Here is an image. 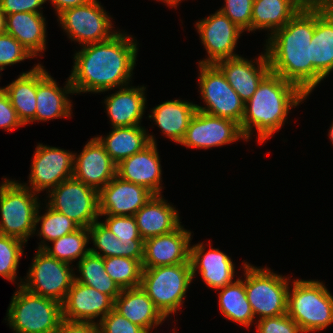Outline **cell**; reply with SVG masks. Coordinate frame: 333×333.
I'll return each instance as SVG.
<instances>
[{
    "label": "cell",
    "mask_w": 333,
    "mask_h": 333,
    "mask_svg": "<svg viewBox=\"0 0 333 333\" xmlns=\"http://www.w3.org/2000/svg\"><path fill=\"white\" fill-rule=\"evenodd\" d=\"M137 40L119 32L112 38L81 46L69 76L74 94L102 93L130 85L138 52Z\"/></svg>",
    "instance_id": "cell-1"
},
{
    "label": "cell",
    "mask_w": 333,
    "mask_h": 333,
    "mask_svg": "<svg viewBox=\"0 0 333 333\" xmlns=\"http://www.w3.org/2000/svg\"><path fill=\"white\" fill-rule=\"evenodd\" d=\"M314 34V5L300 9L285 24L267 36L265 52L271 72L311 93V40Z\"/></svg>",
    "instance_id": "cell-2"
},
{
    "label": "cell",
    "mask_w": 333,
    "mask_h": 333,
    "mask_svg": "<svg viewBox=\"0 0 333 333\" xmlns=\"http://www.w3.org/2000/svg\"><path fill=\"white\" fill-rule=\"evenodd\" d=\"M307 97L297 85L270 71L244 105L240 128L246 142L251 139L254 127L259 144L271 138L285 124L290 110Z\"/></svg>",
    "instance_id": "cell-3"
},
{
    "label": "cell",
    "mask_w": 333,
    "mask_h": 333,
    "mask_svg": "<svg viewBox=\"0 0 333 333\" xmlns=\"http://www.w3.org/2000/svg\"><path fill=\"white\" fill-rule=\"evenodd\" d=\"M290 283L287 314L303 333L321 331L333 324V295L323 282L297 278Z\"/></svg>",
    "instance_id": "cell-4"
},
{
    "label": "cell",
    "mask_w": 333,
    "mask_h": 333,
    "mask_svg": "<svg viewBox=\"0 0 333 333\" xmlns=\"http://www.w3.org/2000/svg\"><path fill=\"white\" fill-rule=\"evenodd\" d=\"M5 320L14 333H56L63 320L62 304L18 285Z\"/></svg>",
    "instance_id": "cell-5"
},
{
    "label": "cell",
    "mask_w": 333,
    "mask_h": 333,
    "mask_svg": "<svg viewBox=\"0 0 333 333\" xmlns=\"http://www.w3.org/2000/svg\"><path fill=\"white\" fill-rule=\"evenodd\" d=\"M3 179L0 184V234L27 243L37 230L35 219L41 203L39 194L19 181Z\"/></svg>",
    "instance_id": "cell-6"
},
{
    "label": "cell",
    "mask_w": 333,
    "mask_h": 333,
    "mask_svg": "<svg viewBox=\"0 0 333 333\" xmlns=\"http://www.w3.org/2000/svg\"><path fill=\"white\" fill-rule=\"evenodd\" d=\"M192 280L189 261L171 266L143 268L140 287L167 318L183 306Z\"/></svg>",
    "instance_id": "cell-7"
},
{
    "label": "cell",
    "mask_w": 333,
    "mask_h": 333,
    "mask_svg": "<svg viewBox=\"0 0 333 333\" xmlns=\"http://www.w3.org/2000/svg\"><path fill=\"white\" fill-rule=\"evenodd\" d=\"M289 282L288 277L270 268L245 265V291L256 319L287 313Z\"/></svg>",
    "instance_id": "cell-8"
},
{
    "label": "cell",
    "mask_w": 333,
    "mask_h": 333,
    "mask_svg": "<svg viewBox=\"0 0 333 333\" xmlns=\"http://www.w3.org/2000/svg\"><path fill=\"white\" fill-rule=\"evenodd\" d=\"M198 64L199 94L206 105L196 104V110L232 120L240 125L244 115L245 103L229 85L224 74L215 64Z\"/></svg>",
    "instance_id": "cell-9"
},
{
    "label": "cell",
    "mask_w": 333,
    "mask_h": 333,
    "mask_svg": "<svg viewBox=\"0 0 333 333\" xmlns=\"http://www.w3.org/2000/svg\"><path fill=\"white\" fill-rule=\"evenodd\" d=\"M32 261L25 281L20 278L21 281L17 285L62 304L75 279L73 265L61 262L38 248Z\"/></svg>",
    "instance_id": "cell-10"
},
{
    "label": "cell",
    "mask_w": 333,
    "mask_h": 333,
    "mask_svg": "<svg viewBox=\"0 0 333 333\" xmlns=\"http://www.w3.org/2000/svg\"><path fill=\"white\" fill-rule=\"evenodd\" d=\"M108 14L100 2L90 0L85 5L64 10L57 21L71 41L84 46L106 41L119 32L113 29V18Z\"/></svg>",
    "instance_id": "cell-11"
},
{
    "label": "cell",
    "mask_w": 333,
    "mask_h": 333,
    "mask_svg": "<svg viewBox=\"0 0 333 333\" xmlns=\"http://www.w3.org/2000/svg\"><path fill=\"white\" fill-rule=\"evenodd\" d=\"M46 202L79 227L89 228L99 218L98 191L71 177L48 192ZM99 217V218H98Z\"/></svg>",
    "instance_id": "cell-12"
},
{
    "label": "cell",
    "mask_w": 333,
    "mask_h": 333,
    "mask_svg": "<svg viewBox=\"0 0 333 333\" xmlns=\"http://www.w3.org/2000/svg\"><path fill=\"white\" fill-rule=\"evenodd\" d=\"M30 168L29 183L21 184L37 194L45 189L48 193L62 181L73 177L74 153L38 143Z\"/></svg>",
    "instance_id": "cell-13"
},
{
    "label": "cell",
    "mask_w": 333,
    "mask_h": 333,
    "mask_svg": "<svg viewBox=\"0 0 333 333\" xmlns=\"http://www.w3.org/2000/svg\"><path fill=\"white\" fill-rule=\"evenodd\" d=\"M311 92L333 72V0L314 4V34L311 40Z\"/></svg>",
    "instance_id": "cell-14"
},
{
    "label": "cell",
    "mask_w": 333,
    "mask_h": 333,
    "mask_svg": "<svg viewBox=\"0 0 333 333\" xmlns=\"http://www.w3.org/2000/svg\"><path fill=\"white\" fill-rule=\"evenodd\" d=\"M240 139L246 141L238 123L196 110L180 144L188 149H209L228 145Z\"/></svg>",
    "instance_id": "cell-15"
},
{
    "label": "cell",
    "mask_w": 333,
    "mask_h": 333,
    "mask_svg": "<svg viewBox=\"0 0 333 333\" xmlns=\"http://www.w3.org/2000/svg\"><path fill=\"white\" fill-rule=\"evenodd\" d=\"M196 28L208 56L200 60V64H215L219 60L239 56L234 50L244 31L219 10L196 22Z\"/></svg>",
    "instance_id": "cell-16"
},
{
    "label": "cell",
    "mask_w": 333,
    "mask_h": 333,
    "mask_svg": "<svg viewBox=\"0 0 333 333\" xmlns=\"http://www.w3.org/2000/svg\"><path fill=\"white\" fill-rule=\"evenodd\" d=\"M113 308L114 300L109 295L74 279L62 303V316L67 321L98 324Z\"/></svg>",
    "instance_id": "cell-17"
},
{
    "label": "cell",
    "mask_w": 333,
    "mask_h": 333,
    "mask_svg": "<svg viewBox=\"0 0 333 333\" xmlns=\"http://www.w3.org/2000/svg\"><path fill=\"white\" fill-rule=\"evenodd\" d=\"M154 194L117 175L98 192L99 215L134 216Z\"/></svg>",
    "instance_id": "cell-18"
},
{
    "label": "cell",
    "mask_w": 333,
    "mask_h": 333,
    "mask_svg": "<svg viewBox=\"0 0 333 333\" xmlns=\"http://www.w3.org/2000/svg\"><path fill=\"white\" fill-rule=\"evenodd\" d=\"M191 237V231L180 225L170 233L145 239L142 268L189 262Z\"/></svg>",
    "instance_id": "cell-19"
},
{
    "label": "cell",
    "mask_w": 333,
    "mask_h": 333,
    "mask_svg": "<svg viewBox=\"0 0 333 333\" xmlns=\"http://www.w3.org/2000/svg\"><path fill=\"white\" fill-rule=\"evenodd\" d=\"M116 167L96 137L85 144L81 153H74L73 177L98 192L116 176Z\"/></svg>",
    "instance_id": "cell-20"
},
{
    "label": "cell",
    "mask_w": 333,
    "mask_h": 333,
    "mask_svg": "<svg viewBox=\"0 0 333 333\" xmlns=\"http://www.w3.org/2000/svg\"><path fill=\"white\" fill-rule=\"evenodd\" d=\"M215 65L244 103L253 96L262 79L271 71L265 51L254 60L236 56L219 60Z\"/></svg>",
    "instance_id": "cell-21"
},
{
    "label": "cell",
    "mask_w": 333,
    "mask_h": 333,
    "mask_svg": "<svg viewBox=\"0 0 333 333\" xmlns=\"http://www.w3.org/2000/svg\"><path fill=\"white\" fill-rule=\"evenodd\" d=\"M58 86L44 66L38 63L35 121L71 118L73 109L69 94L73 95L74 91L69 77L63 88Z\"/></svg>",
    "instance_id": "cell-22"
},
{
    "label": "cell",
    "mask_w": 333,
    "mask_h": 333,
    "mask_svg": "<svg viewBox=\"0 0 333 333\" xmlns=\"http://www.w3.org/2000/svg\"><path fill=\"white\" fill-rule=\"evenodd\" d=\"M203 242L190 245L189 261L191 263L192 279L199 272L205 284L212 289L219 290L233 283L235 265L231 257L219 250L210 248L206 251Z\"/></svg>",
    "instance_id": "cell-23"
},
{
    "label": "cell",
    "mask_w": 333,
    "mask_h": 333,
    "mask_svg": "<svg viewBox=\"0 0 333 333\" xmlns=\"http://www.w3.org/2000/svg\"><path fill=\"white\" fill-rule=\"evenodd\" d=\"M157 144L150 143L142 151L124 159L116 167L121 179L146 187L154 195L162 193V168Z\"/></svg>",
    "instance_id": "cell-24"
},
{
    "label": "cell",
    "mask_w": 333,
    "mask_h": 333,
    "mask_svg": "<svg viewBox=\"0 0 333 333\" xmlns=\"http://www.w3.org/2000/svg\"><path fill=\"white\" fill-rule=\"evenodd\" d=\"M104 99L107 116L112 127H129L141 125L144 115L146 97L145 86H124Z\"/></svg>",
    "instance_id": "cell-25"
},
{
    "label": "cell",
    "mask_w": 333,
    "mask_h": 333,
    "mask_svg": "<svg viewBox=\"0 0 333 333\" xmlns=\"http://www.w3.org/2000/svg\"><path fill=\"white\" fill-rule=\"evenodd\" d=\"M134 218L143 240L170 233L182 223L180 222L178 210L172 204H169L162 194L153 195L134 214Z\"/></svg>",
    "instance_id": "cell-26"
},
{
    "label": "cell",
    "mask_w": 333,
    "mask_h": 333,
    "mask_svg": "<svg viewBox=\"0 0 333 333\" xmlns=\"http://www.w3.org/2000/svg\"><path fill=\"white\" fill-rule=\"evenodd\" d=\"M114 309L147 333L162 324L166 317L140 287L122 289L114 300Z\"/></svg>",
    "instance_id": "cell-27"
},
{
    "label": "cell",
    "mask_w": 333,
    "mask_h": 333,
    "mask_svg": "<svg viewBox=\"0 0 333 333\" xmlns=\"http://www.w3.org/2000/svg\"><path fill=\"white\" fill-rule=\"evenodd\" d=\"M46 18L43 13L17 12L6 15V33L12 35L34 57L46 49Z\"/></svg>",
    "instance_id": "cell-28"
},
{
    "label": "cell",
    "mask_w": 333,
    "mask_h": 333,
    "mask_svg": "<svg viewBox=\"0 0 333 333\" xmlns=\"http://www.w3.org/2000/svg\"><path fill=\"white\" fill-rule=\"evenodd\" d=\"M96 138L116 165L142 151L150 143H157L155 136L148 134L142 125L112 127V131L107 136L99 135Z\"/></svg>",
    "instance_id": "cell-29"
},
{
    "label": "cell",
    "mask_w": 333,
    "mask_h": 333,
    "mask_svg": "<svg viewBox=\"0 0 333 333\" xmlns=\"http://www.w3.org/2000/svg\"><path fill=\"white\" fill-rule=\"evenodd\" d=\"M195 112L196 104L193 102L175 99L156 105L148 118L153 119L167 138L180 144Z\"/></svg>",
    "instance_id": "cell-30"
},
{
    "label": "cell",
    "mask_w": 333,
    "mask_h": 333,
    "mask_svg": "<svg viewBox=\"0 0 333 333\" xmlns=\"http://www.w3.org/2000/svg\"><path fill=\"white\" fill-rule=\"evenodd\" d=\"M88 230L89 240H92L95 246V248H90L91 253L103 258L113 256L133 258L142 264L144 257L143 239H134L132 242H121L109 228L98 220Z\"/></svg>",
    "instance_id": "cell-31"
},
{
    "label": "cell",
    "mask_w": 333,
    "mask_h": 333,
    "mask_svg": "<svg viewBox=\"0 0 333 333\" xmlns=\"http://www.w3.org/2000/svg\"><path fill=\"white\" fill-rule=\"evenodd\" d=\"M301 8L293 0H253L251 32L267 30L268 36L288 23Z\"/></svg>",
    "instance_id": "cell-32"
},
{
    "label": "cell",
    "mask_w": 333,
    "mask_h": 333,
    "mask_svg": "<svg viewBox=\"0 0 333 333\" xmlns=\"http://www.w3.org/2000/svg\"><path fill=\"white\" fill-rule=\"evenodd\" d=\"M247 263L248 262H243L242 264L244 279L238 277L237 280L234 279L233 283L219 289L218 305L225 319L250 328L256 319L245 291V265Z\"/></svg>",
    "instance_id": "cell-33"
},
{
    "label": "cell",
    "mask_w": 333,
    "mask_h": 333,
    "mask_svg": "<svg viewBox=\"0 0 333 333\" xmlns=\"http://www.w3.org/2000/svg\"><path fill=\"white\" fill-rule=\"evenodd\" d=\"M37 65L22 72L16 80L4 87L18 118L24 125L35 122Z\"/></svg>",
    "instance_id": "cell-34"
},
{
    "label": "cell",
    "mask_w": 333,
    "mask_h": 333,
    "mask_svg": "<svg viewBox=\"0 0 333 333\" xmlns=\"http://www.w3.org/2000/svg\"><path fill=\"white\" fill-rule=\"evenodd\" d=\"M76 265L80 274H75L76 281L109 295L113 300L120 295L122 289L105 271L103 257L89 252Z\"/></svg>",
    "instance_id": "cell-35"
},
{
    "label": "cell",
    "mask_w": 333,
    "mask_h": 333,
    "mask_svg": "<svg viewBox=\"0 0 333 333\" xmlns=\"http://www.w3.org/2000/svg\"><path fill=\"white\" fill-rule=\"evenodd\" d=\"M52 244L53 247L47 245L43 250L57 260L71 265L73 261H80L90 252V247L86 248L89 244V230L79 227L74 232L52 241Z\"/></svg>",
    "instance_id": "cell-36"
},
{
    "label": "cell",
    "mask_w": 333,
    "mask_h": 333,
    "mask_svg": "<svg viewBox=\"0 0 333 333\" xmlns=\"http://www.w3.org/2000/svg\"><path fill=\"white\" fill-rule=\"evenodd\" d=\"M40 207L41 206L39 205L36 212L35 226L39 225L41 222V227L39 228L40 230H37V236L41 239L43 238V240L38 246V249H44L47 244L49 245L47 242L57 240L58 238L74 232L79 228V226L69 217L54 210L47 203L45 207L46 212L43 215H39V209H41Z\"/></svg>",
    "instance_id": "cell-37"
},
{
    "label": "cell",
    "mask_w": 333,
    "mask_h": 333,
    "mask_svg": "<svg viewBox=\"0 0 333 333\" xmlns=\"http://www.w3.org/2000/svg\"><path fill=\"white\" fill-rule=\"evenodd\" d=\"M104 268L107 274L121 289L138 287L141 284L142 264L133 258H104Z\"/></svg>",
    "instance_id": "cell-38"
},
{
    "label": "cell",
    "mask_w": 333,
    "mask_h": 333,
    "mask_svg": "<svg viewBox=\"0 0 333 333\" xmlns=\"http://www.w3.org/2000/svg\"><path fill=\"white\" fill-rule=\"evenodd\" d=\"M25 243L17 238L0 234V276L16 282L20 257Z\"/></svg>",
    "instance_id": "cell-39"
},
{
    "label": "cell",
    "mask_w": 333,
    "mask_h": 333,
    "mask_svg": "<svg viewBox=\"0 0 333 333\" xmlns=\"http://www.w3.org/2000/svg\"><path fill=\"white\" fill-rule=\"evenodd\" d=\"M35 58L23 45L8 33L0 34V69L26 59Z\"/></svg>",
    "instance_id": "cell-40"
},
{
    "label": "cell",
    "mask_w": 333,
    "mask_h": 333,
    "mask_svg": "<svg viewBox=\"0 0 333 333\" xmlns=\"http://www.w3.org/2000/svg\"><path fill=\"white\" fill-rule=\"evenodd\" d=\"M219 11L243 31H251L253 0H224Z\"/></svg>",
    "instance_id": "cell-41"
},
{
    "label": "cell",
    "mask_w": 333,
    "mask_h": 333,
    "mask_svg": "<svg viewBox=\"0 0 333 333\" xmlns=\"http://www.w3.org/2000/svg\"><path fill=\"white\" fill-rule=\"evenodd\" d=\"M106 216L102 223L110 229V231L120 239L121 242H132L134 239H142L134 216Z\"/></svg>",
    "instance_id": "cell-42"
},
{
    "label": "cell",
    "mask_w": 333,
    "mask_h": 333,
    "mask_svg": "<svg viewBox=\"0 0 333 333\" xmlns=\"http://www.w3.org/2000/svg\"><path fill=\"white\" fill-rule=\"evenodd\" d=\"M100 333H147L142 327L123 317L114 308L98 323Z\"/></svg>",
    "instance_id": "cell-43"
},
{
    "label": "cell",
    "mask_w": 333,
    "mask_h": 333,
    "mask_svg": "<svg viewBox=\"0 0 333 333\" xmlns=\"http://www.w3.org/2000/svg\"><path fill=\"white\" fill-rule=\"evenodd\" d=\"M257 333H303L299 325L288 314L257 320Z\"/></svg>",
    "instance_id": "cell-44"
},
{
    "label": "cell",
    "mask_w": 333,
    "mask_h": 333,
    "mask_svg": "<svg viewBox=\"0 0 333 333\" xmlns=\"http://www.w3.org/2000/svg\"><path fill=\"white\" fill-rule=\"evenodd\" d=\"M24 126L4 89L0 90V128L7 132Z\"/></svg>",
    "instance_id": "cell-45"
},
{
    "label": "cell",
    "mask_w": 333,
    "mask_h": 333,
    "mask_svg": "<svg viewBox=\"0 0 333 333\" xmlns=\"http://www.w3.org/2000/svg\"><path fill=\"white\" fill-rule=\"evenodd\" d=\"M45 0H0V8L10 15L17 12L42 13V5Z\"/></svg>",
    "instance_id": "cell-46"
},
{
    "label": "cell",
    "mask_w": 333,
    "mask_h": 333,
    "mask_svg": "<svg viewBox=\"0 0 333 333\" xmlns=\"http://www.w3.org/2000/svg\"><path fill=\"white\" fill-rule=\"evenodd\" d=\"M56 333H100L98 324L62 320Z\"/></svg>",
    "instance_id": "cell-47"
},
{
    "label": "cell",
    "mask_w": 333,
    "mask_h": 333,
    "mask_svg": "<svg viewBox=\"0 0 333 333\" xmlns=\"http://www.w3.org/2000/svg\"><path fill=\"white\" fill-rule=\"evenodd\" d=\"M46 1H50L51 4H53L54 10L56 11L55 13L57 14L56 16H58L64 10L85 5L90 0H45V3Z\"/></svg>",
    "instance_id": "cell-48"
},
{
    "label": "cell",
    "mask_w": 333,
    "mask_h": 333,
    "mask_svg": "<svg viewBox=\"0 0 333 333\" xmlns=\"http://www.w3.org/2000/svg\"><path fill=\"white\" fill-rule=\"evenodd\" d=\"M301 9L314 5L318 0H293Z\"/></svg>",
    "instance_id": "cell-49"
},
{
    "label": "cell",
    "mask_w": 333,
    "mask_h": 333,
    "mask_svg": "<svg viewBox=\"0 0 333 333\" xmlns=\"http://www.w3.org/2000/svg\"><path fill=\"white\" fill-rule=\"evenodd\" d=\"M6 33V14L0 8V34Z\"/></svg>",
    "instance_id": "cell-50"
},
{
    "label": "cell",
    "mask_w": 333,
    "mask_h": 333,
    "mask_svg": "<svg viewBox=\"0 0 333 333\" xmlns=\"http://www.w3.org/2000/svg\"><path fill=\"white\" fill-rule=\"evenodd\" d=\"M159 1L165 3V5H168V7L177 8V6L179 5V3H181L182 0H158V2Z\"/></svg>",
    "instance_id": "cell-51"
},
{
    "label": "cell",
    "mask_w": 333,
    "mask_h": 333,
    "mask_svg": "<svg viewBox=\"0 0 333 333\" xmlns=\"http://www.w3.org/2000/svg\"><path fill=\"white\" fill-rule=\"evenodd\" d=\"M332 144H333V122L332 125L330 126L329 134H328Z\"/></svg>",
    "instance_id": "cell-52"
},
{
    "label": "cell",
    "mask_w": 333,
    "mask_h": 333,
    "mask_svg": "<svg viewBox=\"0 0 333 333\" xmlns=\"http://www.w3.org/2000/svg\"><path fill=\"white\" fill-rule=\"evenodd\" d=\"M0 71H2V70L0 69ZM0 73H1V72H0ZM0 77H1V76H0ZM0 80H1V79H0ZM1 89H4V86H3V87H0V90H1Z\"/></svg>",
    "instance_id": "cell-53"
}]
</instances>
